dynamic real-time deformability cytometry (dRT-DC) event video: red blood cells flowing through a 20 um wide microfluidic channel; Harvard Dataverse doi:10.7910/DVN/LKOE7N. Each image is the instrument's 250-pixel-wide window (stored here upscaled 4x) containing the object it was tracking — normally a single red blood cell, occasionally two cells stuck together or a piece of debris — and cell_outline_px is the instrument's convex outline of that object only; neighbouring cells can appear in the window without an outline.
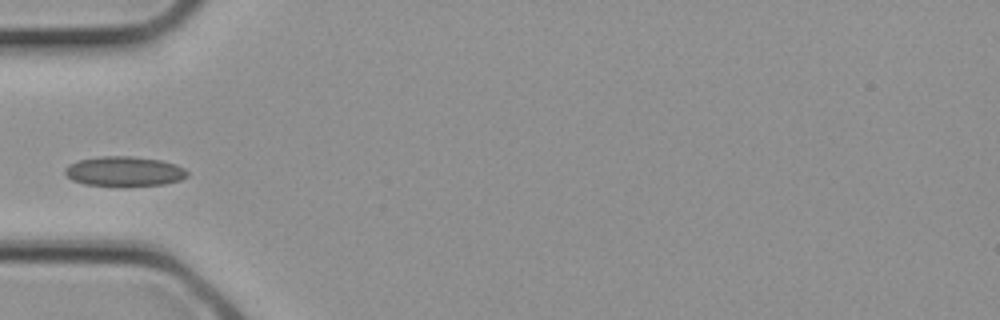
{"species": "common noctule bat (a hibernating species)", "species_latin": "Nyctalus noctula", "temperature_condition": "cold", "stored_images_in_passage": 4, "camera_frame_rate_fps": 3000, "um_per_image_px": 0.085, "animal": {"sex": "female", "body_mass_g": 21.9}, "frame": {"image": 1, "passage_image": 4, "time_ms": 1.0, "image_size_px": [1000, 320], "cell_outline_px": [[188, 176], [180, 180], [164, 184], [124, 188], [84, 184], [72, 180], [64, 172], [64, 168], [68, 164], [76, 160], [100, 156], [132, 156], [160, 160], [176, 164], [184, 168], [188, 172]], "centroid_in_image_um": [10.55, 14.59], "position_along_channel_um": 74.5, "area_um2": 21.96}}